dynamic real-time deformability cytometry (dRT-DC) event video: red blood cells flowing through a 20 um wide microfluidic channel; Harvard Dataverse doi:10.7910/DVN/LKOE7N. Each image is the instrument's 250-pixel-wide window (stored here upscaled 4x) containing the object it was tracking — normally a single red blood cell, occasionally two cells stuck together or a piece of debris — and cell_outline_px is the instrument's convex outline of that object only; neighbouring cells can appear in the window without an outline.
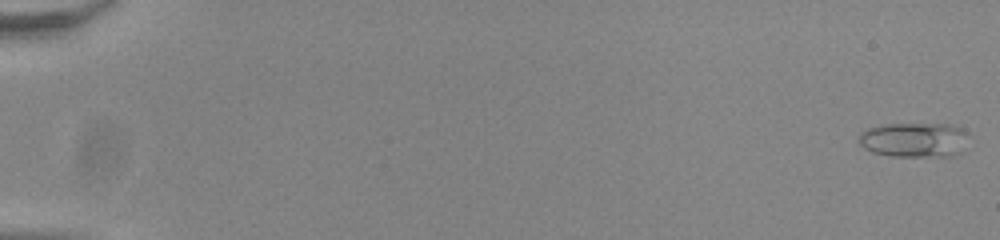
{"species": "common noctule bat (a hibernating species)", "species_latin": "Nyctalus noctula", "temperature_condition": "room temperature", "stored_images_in_passage": 55, "camera_frame_rate_fps": 3000, "um_per_image_px": 0.085, "animal": {"sex": "male", "body_mass_g": 20.0, "forearm_length_mm": 53.3}, "frame": {"image": 1, "passage_image": 1, "time_ms": 0.0, "image_size_px": [1000, 240], "cell_outline_px": [[968, 132], [956, 152], [948, 156], [892, 156], [872, 152], [864, 148], [860, 144], [860, 132], [868, 128], [888, 124], [948, 124], [964, 128]], "centroid_in_image_um": [77.64, 11.87], "position_along_channel_um": 7.4, "area_um2": 21.68}}
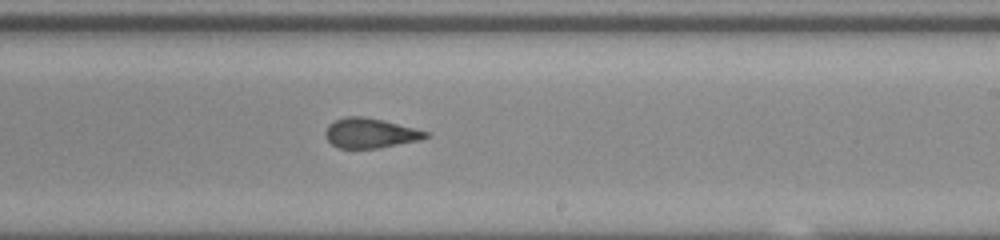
{"frame": {"image": 2, "passage_image": 35, "time_ms": 11.333, "image_size_px": [1000, 240], "cell_outline_px": [[432, 136], [420, 140], [380, 148], [340, 148], [332, 144], [324, 136], [324, 132], [328, 124], [344, 116], [364, 116], [384, 120], [428, 132]], "centroid_in_image_um": [31.46, 11.31], "position_along_channel_um": 257.5, "area_um2": 17.57}}
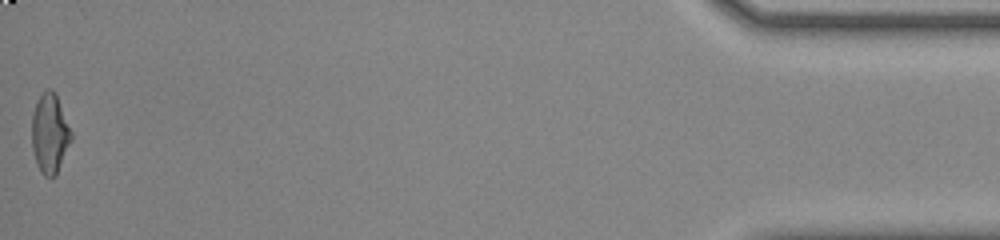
{"frame": {"image": 3, "passage_image": 55, "time_ms": 18.0, "image_size_px": [1000, 240], "cell_outline_px": [[72, 140], [56, 176], [44, 176], [40, 172], [32, 148], [32, 112], [36, 100], [48, 88], [52, 88], [56, 92], [72, 132]], "centroid_in_image_um": [4.25, 11.32], "position_along_channel_um": 431.0, "area_um2": 18.5}, "authors_computed_cell_mechanics": {"area_um2": 17.918, "velocity_mm_per_s": 3.8647, "shape_relaxation_time_tau1_ms": 11.1602, "shape_relaxation_time_tau2_ms": 1.3803, "deformation_change_tau1": 0.2878, "deformation_change_tau2": 0.1045}}